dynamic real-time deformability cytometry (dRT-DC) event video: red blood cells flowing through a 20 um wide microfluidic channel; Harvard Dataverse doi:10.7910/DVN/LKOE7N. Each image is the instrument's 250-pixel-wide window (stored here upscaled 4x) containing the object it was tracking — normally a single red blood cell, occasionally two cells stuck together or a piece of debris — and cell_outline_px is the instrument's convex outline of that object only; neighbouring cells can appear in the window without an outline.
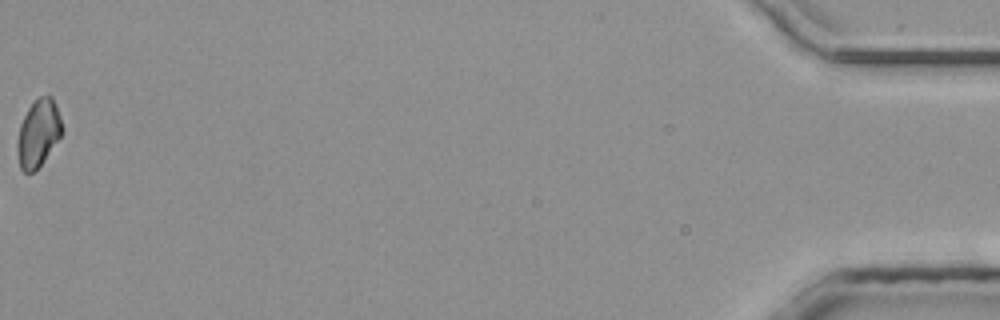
{"species": "common noctule bat (a hibernating species)", "species_latin": "Nyctalus noctula", "temperature_condition": "room temperature", "stored_images_in_passage": 44, "camera_frame_rate_fps": 3000, "um_per_image_px": 0.085, "animal": {"sex": "male", "body_mass_g": 20.4}, "frame": {"image": 1, "passage_image": 44, "time_ms": 14.333, "image_size_px": [1000, 320], "cell_outline_px": [[60, 136], [40, 164], [32, 172], [24, 172], [20, 168], [16, 148], [16, 144], [20, 124], [28, 108], [40, 96], [52, 96], [56, 104], [60, 116]], "centroid_in_image_um": [3.21, 11.3], "position_along_channel_um": 432.0, "area_um2": 16.99}}